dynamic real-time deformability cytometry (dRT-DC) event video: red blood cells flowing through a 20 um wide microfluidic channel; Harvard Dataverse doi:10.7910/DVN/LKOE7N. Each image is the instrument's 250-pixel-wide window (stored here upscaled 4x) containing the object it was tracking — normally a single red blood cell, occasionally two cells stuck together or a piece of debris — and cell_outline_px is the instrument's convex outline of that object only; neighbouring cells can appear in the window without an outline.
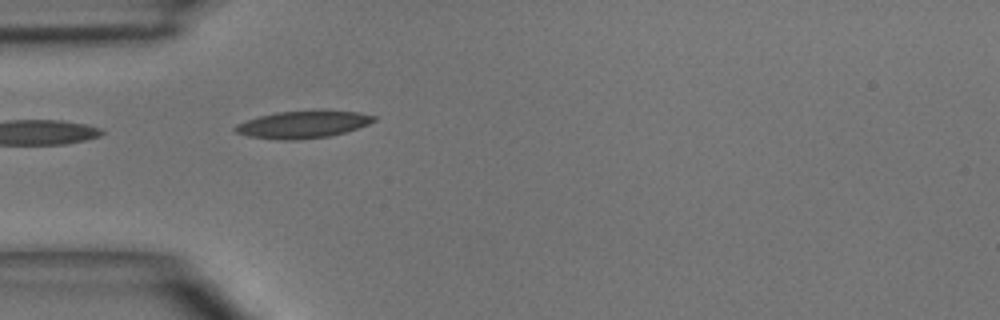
{"species": "common noctule bat (a hibernating species)", "species_latin": "Nyctalus noctula", "temperature_condition": "room temperature", "stored_images_in_passage": 4, "camera_frame_rate_fps": 3000, "um_per_image_px": 0.085, "animal": {"sex": "male", "body_mass_g": 15.6}, "frame": {"image": 1, "passage_image": 4, "time_ms": 3.667, "image_size_px": [1000, 320], "cell_outline_px": [[376, 120], [368, 124], [344, 132], [328, 136], [296, 140], [280, 140], [248, 136], [236, 132], [232, 128], [236, 124], [260, 116], [276, 112], [360, 112], [376, 116]], "centroid_in_image_um": [25.7, 10.6], "position_along_channel_um": 59.3, "area_um2": 21.33}}